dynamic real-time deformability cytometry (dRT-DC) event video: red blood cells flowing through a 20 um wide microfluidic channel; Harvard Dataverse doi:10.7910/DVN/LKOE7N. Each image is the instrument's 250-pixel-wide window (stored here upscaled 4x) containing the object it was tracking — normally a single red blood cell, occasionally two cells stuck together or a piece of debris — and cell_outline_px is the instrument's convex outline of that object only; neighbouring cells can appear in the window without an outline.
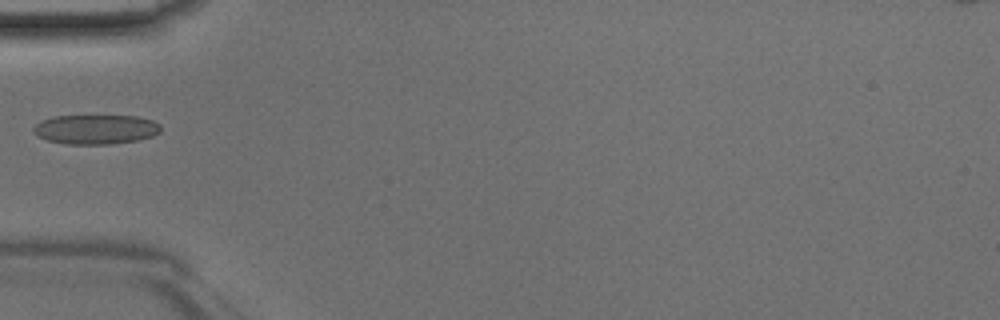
{"species": "Egyptian fruit bat (a non-hibernating species)", "species_latin": "Rousettus aegyptiacus", "temperature_condition": "room temperature", "stored_images_in_passage": 32, "camera_frame_rate_fps": 3000, "um_per_image_px": 0.085, "animal": {"sex": "male"}, "frame": {"image": 1, "passage_image": 1, "time_ms": 0.0, "image_size_px": [1000, 320], "cell_outline_px": [[160, 132], [152, 136], [136, 140], [112, 144], [68, 144], [48, 140], [32, 132], [32, 128], [40, 120], [52, 116], [136, 116], [152, 120], [160, 124]], "centroid_in_image_um": [8.12, 10.99], "position_along_channel_um": 76.9, "area_um2": 21.85}}
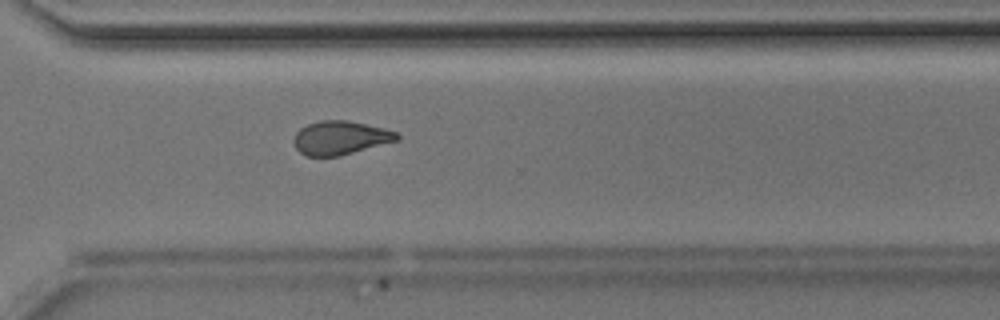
{"frame": {"image": 2, "passage_image": 19, "time_ms": 6.0, "image_size_px": [1000, 320], "cell_outline_px": [[400, 140], [340, 156], [308, 156], [300, 152], [296, 148], [292, 140], [296, 132], [300, 128], [308, 124], [320, 120], [348, 120], [384, 128], [396, 132], [400, 136]], "centroid_in_image_um": [28.93, 11.71], "position_along_channel_um": 341.7, "area_um2": 20.4}}
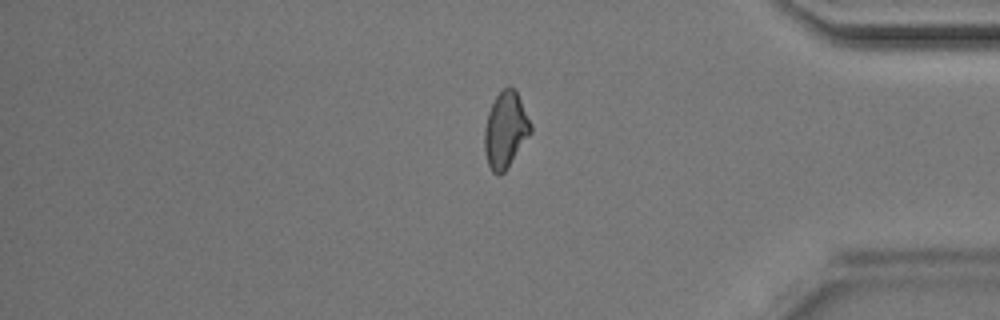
{"frame": {"image": 3, "passage_image": 24, "time_ms": 7.667, "image_size_px": [1000, 320], "cell_outline_px": [[532, 132], [504, 172], [500, 176], [496, 176], [492, 172], [488, 164], [484, 152], [484, 128], [488, 112], [496, 96], [508, 84], [516, 92], [532, 124]], "centroid_in_image_um": [42.95, 11.07], "position_along_channel_um": 392.2, "area_um2": 20.46}}